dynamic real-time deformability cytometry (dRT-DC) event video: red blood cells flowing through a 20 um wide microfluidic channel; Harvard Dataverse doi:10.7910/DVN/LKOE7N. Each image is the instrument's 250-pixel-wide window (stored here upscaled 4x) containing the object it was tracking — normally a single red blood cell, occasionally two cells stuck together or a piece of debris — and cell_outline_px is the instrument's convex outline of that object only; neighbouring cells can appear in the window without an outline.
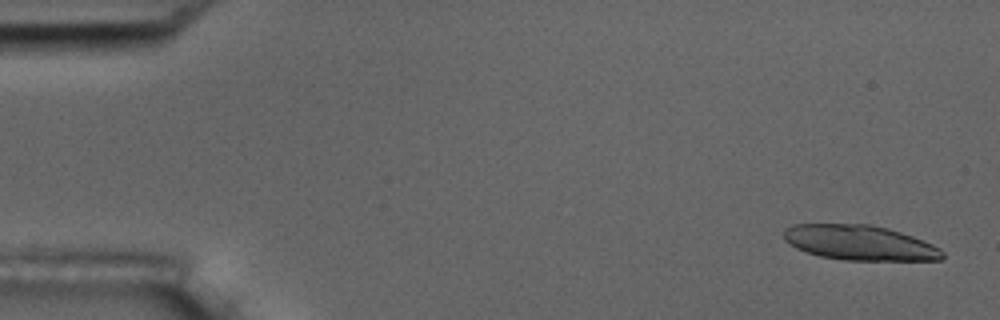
{"species": "common noctule bat (a hibernating species)", "species_latin": "Nyctalus noctula", "temperature_condition": "room temperature", "stored_images_in_passage": 5, "camera_frame_rate_fps": 3000, "um_per_image_px": 0.085, "animal": {"sex": "male", "body_mass_g": 17.5, "forearm_length_mm": 52.3}, "frame": {"image": 1, "passage_image": 1, "time_ms": 0.0, "image_size_px": [1000, 320], "cell_outline_px": [[944, 256], [940, 260], [844, 260], [820, 256], [796, 248], [784, 240], [784, 228], [796, 224], [868, 224], [888, 228], [912, 236], [932, 244], [940, 248], [944, 252]], "centroid_in_image_um": [73.07, 20.63], "position_along_channel_um": 11.9, "area_um2": 32.25}}